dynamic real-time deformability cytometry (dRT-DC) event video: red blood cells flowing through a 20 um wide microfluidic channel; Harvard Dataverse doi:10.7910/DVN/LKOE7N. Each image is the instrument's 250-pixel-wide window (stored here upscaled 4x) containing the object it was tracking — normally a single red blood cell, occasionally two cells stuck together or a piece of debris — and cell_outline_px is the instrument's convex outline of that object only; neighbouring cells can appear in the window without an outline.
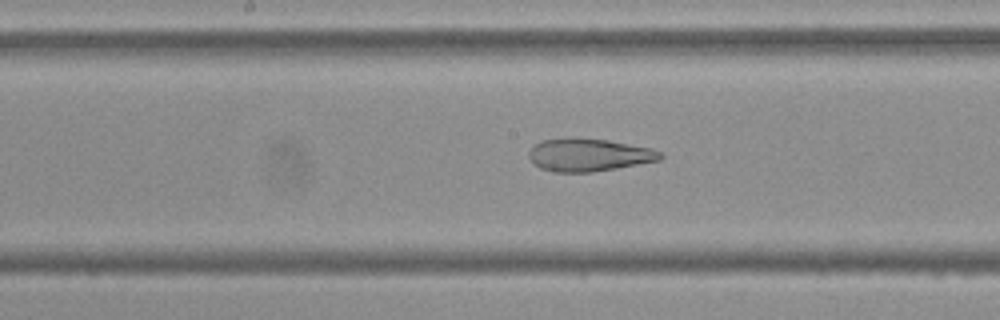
{"species": "Egyptian fruit bat (a non-hibernating species)", "species_latin": "Rousettus aegyptiacus", "temperature_condition": "cold", "stored_images_in_passage": 32, "camera_frame_rate_fps": 3000, "um_per_image_px": 0.085, "frame": {"image": 1, "passage_image": 13, "time_ms": 4.0, "image_size_px": [1000, 320], "cell_outline_px": [[664, 156], [660, 160], [616, 168], [592, 172], [552, 172], [540, 168], [532, 164], [528, 156], [528, 152], [540, 140], [572, 136], [608, 140], [652, 148], [660, 152]], "centroid_in_image_um": [50.0, 13.15], "position_along_channel_um": 198.2, "area_um2": 25.49}}
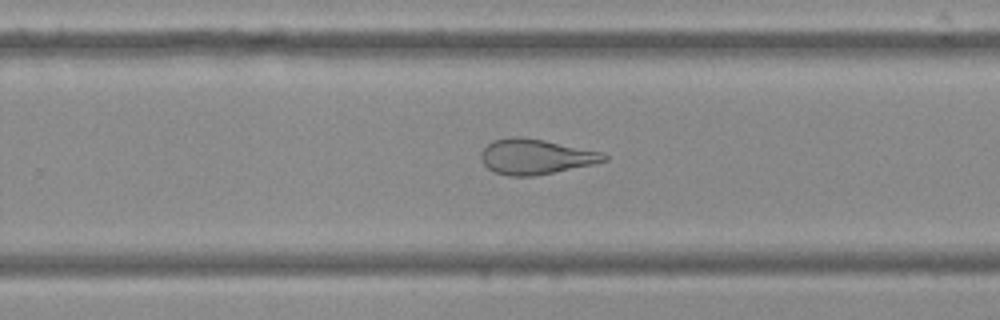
{"frame": {"image": 2, "passage_image": 20, "time_ms": 6.333, "image_size_px": [1000, 320], "cell_outline_px": [[608, 160], [592, 164], [532, 176], [508, 176], [496, 172], [488, 168], [484, 164], [480, 156], [480, 152], [492, 140], [512, 136], [516, 136], [544, 140], [604, 152], [608, 156]], "centroid_in_image_um": [45.52, 13.3], "position_along_channel_um": 284.3, "area_um2": 25.09}}
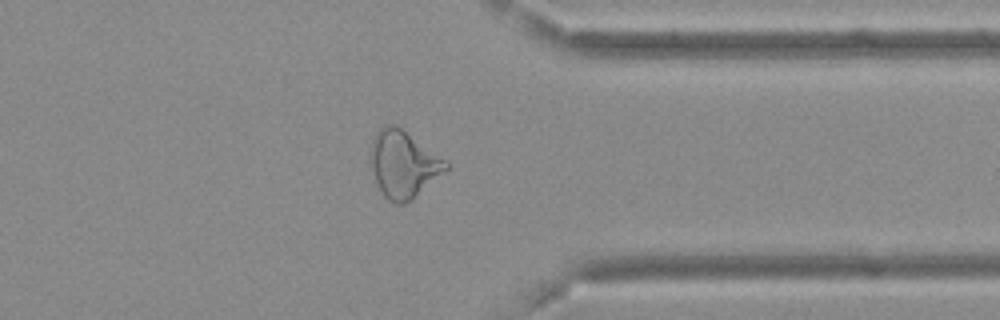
{"frame": {"image": 3, "passage_image": 28, "time_ms": 9.0, "image_size_px": [1000, 320], "cell_outline_px": [[452, 164], [444, 172], [412, 200], [404, 204], [396, 204], [388, 200], [384, 196], [376, 180], [372, 168], [368, 152], [372, 136], [380, 128], [388, 124], [396, 124], [448, 160]], "centroid_in_image_um": [34.29, 13.93], "position_along_channel_um": 377.1, "area_um2": 29.82}, "authors_computed_cell_mechanics": {"area_um2": 26.1834, "velocity_mm_per_s": 3.7043, "shape_relaxation_time_tau1_ms": null, "shape_relaxation_time_tau2_ms": 2.6177, "deformation_change_tau1": null, "deformation_change_tau2": 0.1147}}